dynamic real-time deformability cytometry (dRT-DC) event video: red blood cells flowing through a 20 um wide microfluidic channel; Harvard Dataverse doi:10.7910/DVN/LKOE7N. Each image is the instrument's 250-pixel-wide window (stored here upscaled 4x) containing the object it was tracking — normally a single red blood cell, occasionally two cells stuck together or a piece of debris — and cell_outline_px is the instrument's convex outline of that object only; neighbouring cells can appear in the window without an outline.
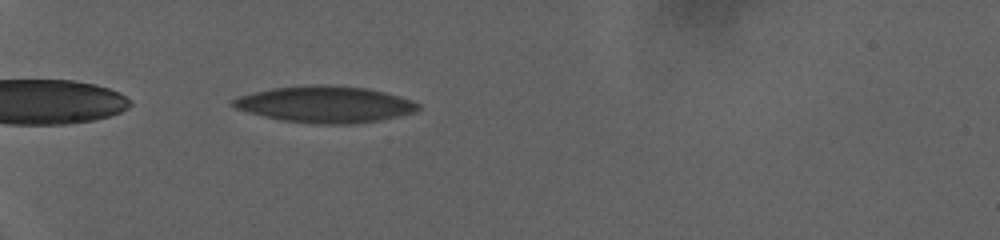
{"species": "human", "species_latin": "Homo sapiens", "temperature_condition": "warm", "stored_images_in_passage": 54, "camera_frame_rate_fps": 3000, "um_per_image_px": 0.085, "donor": {"sex": "female"}, "frame": {"image": 1, "passage_image": 3, "time_ms": 0.667, "image_size_px": [1000, 240], "cell_outline_px": [[420, 108], [416, 112], [380, 120], [348, 124], [312, 124], [280, 120], [248, 112], [236, 108], [228, 100], [252, 92], [272, 88], [308, 84], [328, 84], [368, 88], [400, 96], [412, 100], [420, 104]], "centroid_in_image_um": [27.63, 8.86], "position_along_channel_um": 57.4, "area_um2": 39.71}}
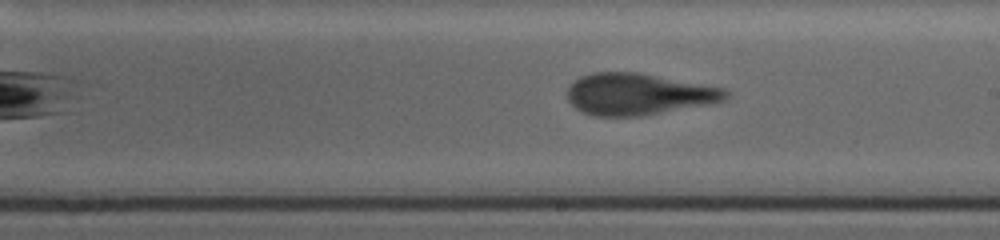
{"frame": {"image": 2, "passage_image": 26, "time_ms": 8.333, "image_size_px": [1000, 240], "cell_outline_px": [[728, 96], [720, 100], [708, 104], [640, 116], [592, 116], [580, 112], [568, 100], [568, 88], [580, 76], [592, 72], [640, 72], [720, 88], [728, 92]], "centroid_in_image_um": [54.17, 8.0], "position_along_channel_um": 234.8, "area_um2": 37.92}}
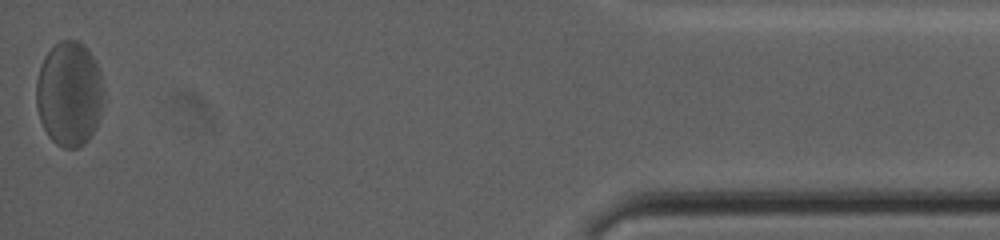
{"frame": {"image": 3, "passage_image": 54, "time_ms": 17.667, "image_size_px": [1000, 240], "cell_outline_px": [[100, 116], [96, 128], [88, 140], [80, 148], [64, 148], [56, 144], [48, 136], [40, 120], [36, 104], [36, 80], [44, 56], [60, 40], [76, 40], [84, 44], [92, 56], [96, 64], [100, 76]], "centroid_in_image_um": [5.84, 8.0], "position_along_channel_um": 429.4, "area_um2": 40.69}, "authors_computed_cell_mechanics": {"area_um2": 38.4081, "velocity_mm_per_s": 2.7293, "shape_relaxation_time_tau1_ms": null, "shape_relaxation_time_tau2_ms": 1.7597, "deformation_change_tau1": null, "deformation_change_tau2": 0.1043}}